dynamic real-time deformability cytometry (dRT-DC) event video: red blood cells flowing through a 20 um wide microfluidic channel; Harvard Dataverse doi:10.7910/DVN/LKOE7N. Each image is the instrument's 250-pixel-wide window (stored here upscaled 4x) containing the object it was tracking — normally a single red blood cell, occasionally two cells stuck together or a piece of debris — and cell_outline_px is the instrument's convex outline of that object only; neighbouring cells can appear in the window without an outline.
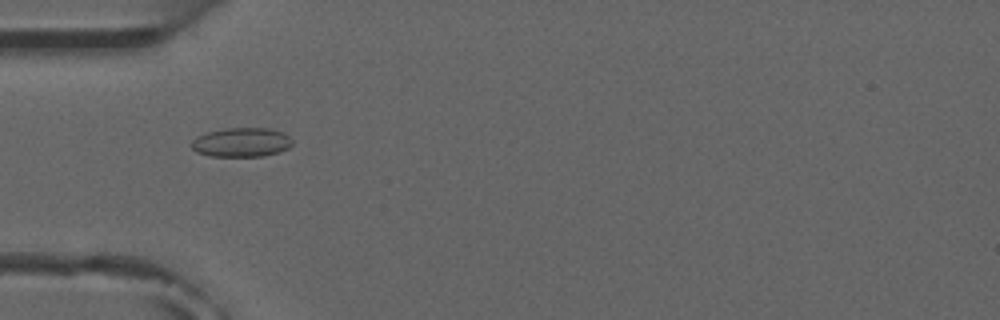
{"species": "common noctule bat (a hibernating species)", "species_latin": "Nyctalus noctula", "temperature_condition": "room temperature", "stored_images_in_passage": 6, "camera_frame_rate_fps": 3000, "um_per_image_px": 0.085, "animal": {"sex": "male", "forearm_length_mm": 52.5}, "frame": {"image": 1, "passage_image": 5, "time_ms": 5.333, "image_size_px": [1000, 320], "cell_outline_px": [[292, 144], [288, 148], [280, 152], [264, 156], [208, 156], [196, 152], [192, 148], [192, 140], [196, 136], [208, 132], [228, 128], [268, 128], [284, 132], [292, 140]], "centroid_in_image_um": [20.53, 12.1], "position_along_channel_um": 64.5, "area_um2": 17.22}}
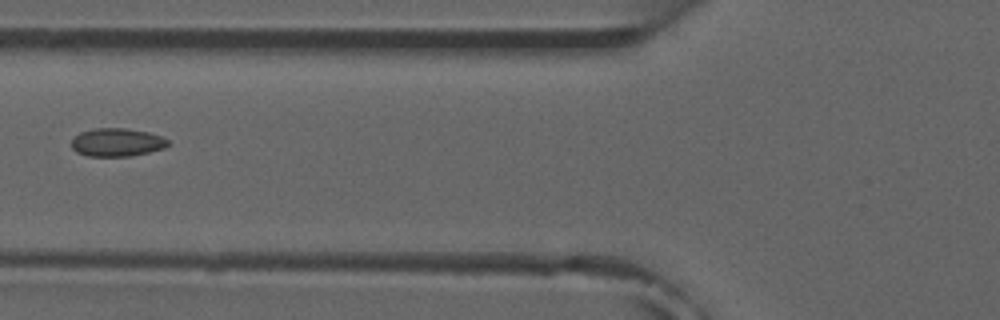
{"frame": {"image": 2, "passage_image": 6, "time_ms": 6.667, "image_size_px": [1000, 320], "cell_outline_px": [[168, 144], [164, 148], [132, 156], [88, 156], [76, 152], [72, 148], [72, 140], [80, 132], [92, 128], [124, 128], [148, 132], [160, 136], [168, 140]], "centroid_in_image_um": [9.92, 12.1], "position_along_channel_um": 115.9, "area_um2": 15.78}}